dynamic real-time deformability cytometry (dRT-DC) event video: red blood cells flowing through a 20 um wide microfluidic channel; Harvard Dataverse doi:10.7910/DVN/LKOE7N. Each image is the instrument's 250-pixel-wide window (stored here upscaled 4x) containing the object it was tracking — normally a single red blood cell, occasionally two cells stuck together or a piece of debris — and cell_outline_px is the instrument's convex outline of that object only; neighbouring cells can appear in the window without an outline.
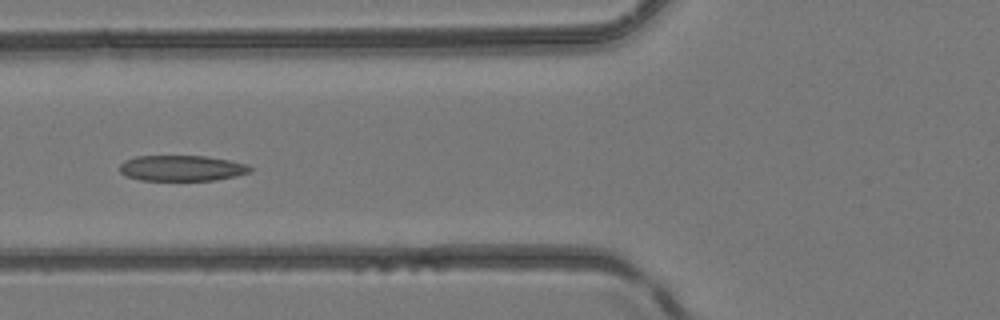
{"species": "common noctule bat (a hibernating species)", "species_latin": "Nyctalus noctula", "temperature_condition": "room temperature", "stored_images_in_passage": 5, "camera_frame_rate_fps": 3000, "um_per_image_px": 0.085, "animal": {"sex": "female", "body_mass_g": 24.6, "forearm_length_mm": 56.2}, "frame": {"image": 1, "passage_image": 5, "time_ms": 5.667, "image_size_px": [1000, 320], "cell_outline_px": [[252, 172], [236, 176], [216, 180], [140, 180], [124, 176], [120, 172], [120, 164], [124, 160], [136, 156], [204, 156], [228, 160], [248, 164], [252, 168]], "centroid_in_image_um": [15.45, 14.3], "position_along_channel_um": 110.4, "area_um2": 19.65}}